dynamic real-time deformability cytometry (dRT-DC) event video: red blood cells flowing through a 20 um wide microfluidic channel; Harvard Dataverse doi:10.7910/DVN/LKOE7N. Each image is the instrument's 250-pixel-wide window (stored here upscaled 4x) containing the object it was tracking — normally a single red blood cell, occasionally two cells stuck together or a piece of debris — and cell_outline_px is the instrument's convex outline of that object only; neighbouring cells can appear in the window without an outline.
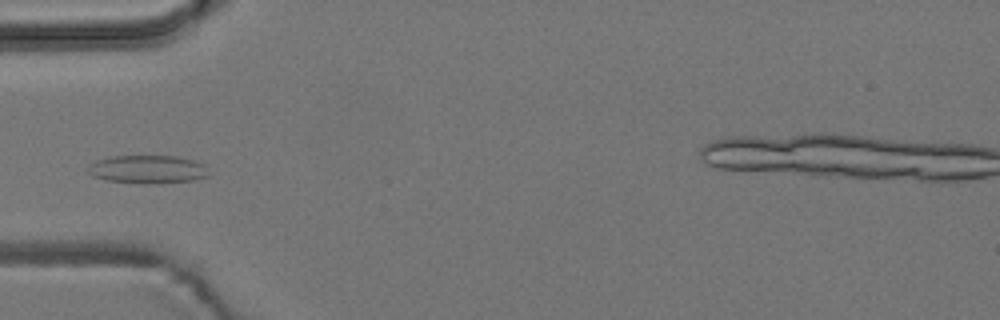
{"species": "common noctule bat (a hibernating species)", "species_latin": "Nyctalus noctula", "temperature_condition": "room temperature", "stored_images_in_passage": 5, "camera_frame_rate_fps": 3000, "um_per_image_px": 0.085, "animal": {"sex": "male", "body_mass_g": 19.2, "forearm_length_mm": 51.8}, "frame": {"image": 1, "passage_image": 2, "time_ms": 1.333, "image_size_px": [1000, 320], "cell_outline_px": [[208, 176], [196, 180], [108, 180], [92, 176], [88, 172], [88, 164], [96, 160], [112, 156], [176, 156], [192, 160], [204, 164]], "centroid_in_image_um": [12.5, 14.32], "position_along_channel_um": 72.5, "area_um2": 18.5}}
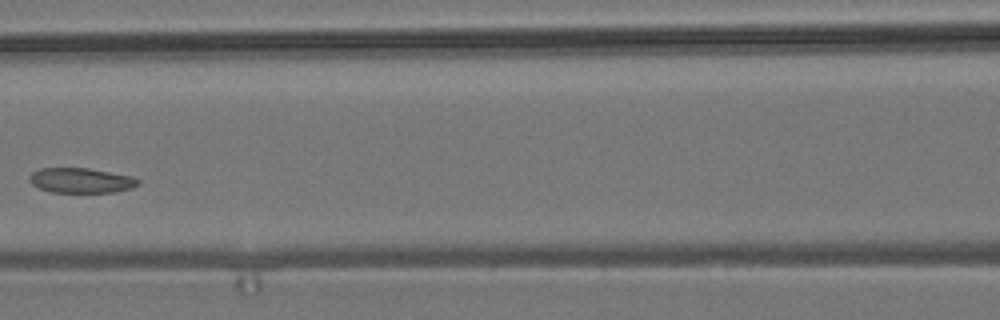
{"frame": {"image": 2, "passage_image": 4, "time_ms": 3.667, "image_size_px": [1000, 320], "cell_outline_px": [[140, 184], [132, 188], [116, 192], [52, 192], [40, 188], [32, 184], [28, 180], [28, 176], [32, 172], [40, 168], [88, 168], [132, 176], [140, 180]], "centroid_in_image_um": [6.89, 15.33], "position_along_channel_um": 159.7, "area_um2": 15.9}}
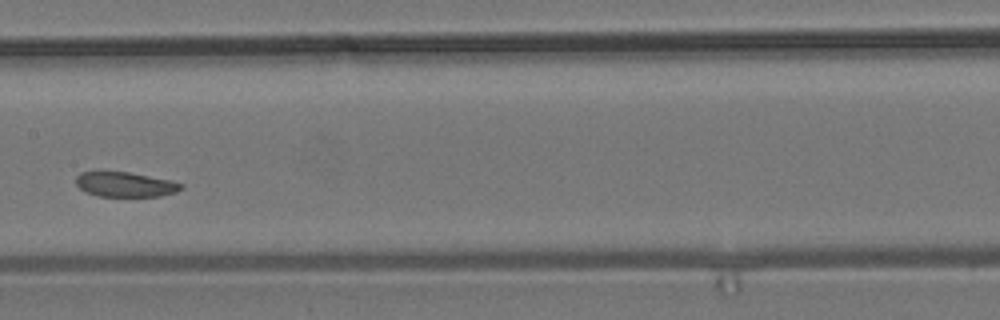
{"frame": {"image": 3, "passage_image": 5, "time_ms": 4.667, "image_size_px": [1000, 320], "cell_outline_px": [[184, 188], [176, 192], [160, 196], [100, 196], [84, 192], [76, 184], [76, 176], [80, 172], [100, 168], [128, 172], [172, 180], [184, 184]], "centroid_in_image_um": [10.59, 15.63], "position_along_channel_um": 196.8, "area_um2": 15.95}}